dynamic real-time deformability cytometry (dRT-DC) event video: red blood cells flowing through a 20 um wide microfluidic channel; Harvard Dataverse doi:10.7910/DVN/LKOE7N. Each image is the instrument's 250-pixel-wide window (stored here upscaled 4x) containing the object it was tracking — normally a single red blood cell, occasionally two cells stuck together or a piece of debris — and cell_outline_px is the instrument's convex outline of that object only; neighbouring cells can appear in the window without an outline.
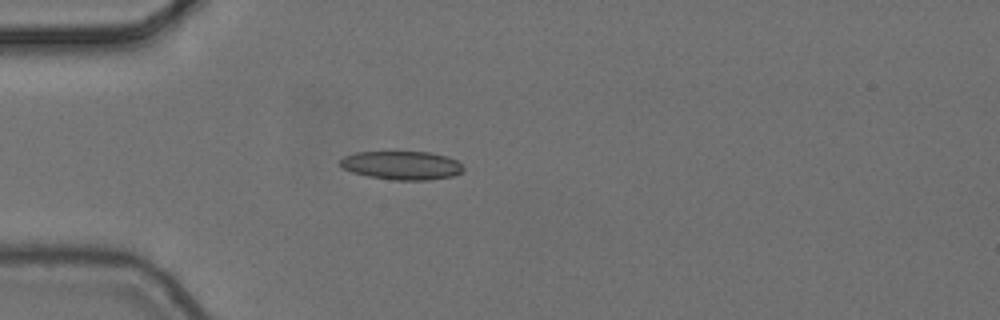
{"species": "common noctule bat (a hibernating species)", "species_latin": "Nyctalus noctula", "temperature_condition": "cold", "stored_images_in_passage": 2, "camera_frame_rate_fps": 3000, "um_per_image_px": 0.085, "animal": {"sex": "female", "body_mass_g": 24.6, "forearm_length_mm": 56.2}, "frame": {"image": 1, "passage_image": 1, "time_ms": 0.0, "image_size_px": [1000, 320], "cell_outline_px": [[464, 168], [460, 172], [452, 176], [428, 180], [392, 180], [368, 176], [352, 172], [344, 168], [340, 164], [340, 160], [344, 156], [356, 152], [428, 152], [448, 156], [456, 160]], "centroid_in_image_um": [34.15, 14.05], "position_along_channel_um": 50.9, "area_um2": 20.4}}